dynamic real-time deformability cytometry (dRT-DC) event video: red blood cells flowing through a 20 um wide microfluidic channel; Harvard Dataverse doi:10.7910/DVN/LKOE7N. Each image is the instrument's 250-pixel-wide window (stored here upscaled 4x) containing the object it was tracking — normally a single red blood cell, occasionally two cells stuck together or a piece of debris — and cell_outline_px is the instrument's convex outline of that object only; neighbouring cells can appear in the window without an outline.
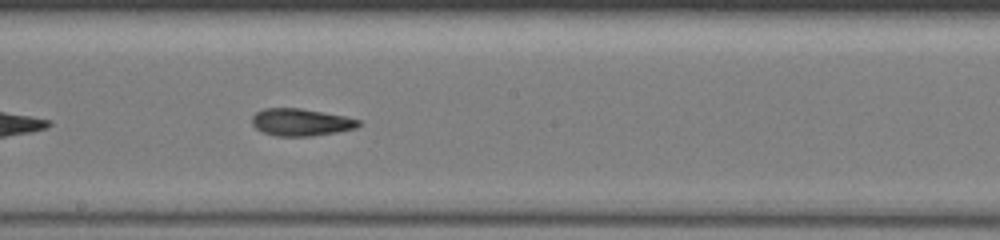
{"species": "common noctule bat (a hibernating species)", "species_latin": "Nyctalus noctula", "temperature_condition": "warm", "stored_images_in_passage": 31, "camera_frame_rate_fps": 3000, "um_per_image_px": 0.085, "animal": {"sex": "female", "body_mass_g": 19.5, "forearm_length_mm": 54.1}, "frame": {"image": 1, "passage_image": 16, "time_ms": 4.0, "image_size_px": [1000, 240], "cell_outline_px": [[360, 124], [356, 128], [336, 132], [312, 136], [276, 136], [260, 132], [252, 124], [252, 116], [256, 112], [264, 108], [300, 108], [344, 116], [360, 120]], "centroid_in_image_um": [25.54, 10.39], "position_along_channel_um": 222.7, "area_um2": 16.94}}
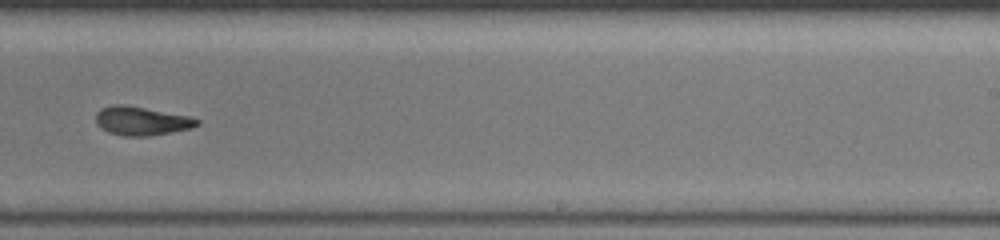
{"frame": {"image": 2, "passage_image": 19, "time_ms": 5.333, "image_size_px": [1000, 240], "cell_outline_px": [[200, 124], [192, 128], [172, 132], [148, 136], [124, 136], [108, 132], [100, 128], [96, 124], [96, 112], [100, 108], [112, 104], [124, 104], [192, 116], [200, 120]], "centroid_in_image_um": [12.03, 10.27], "position_along_channel_um": 277.0, "area_um2": 17.28}, "authors_computed_cell_mechanics": {"area_um2": 17.051, "velocity_mm_per_s": 4.0993, "shape_relaxation_time_tau1_ms": 6.7559, "shape_relaxation_time_tau2_ms": 2.058, "deformation_change_tau1": 0.2214, "deformation_change_tau2": 0.0834}}